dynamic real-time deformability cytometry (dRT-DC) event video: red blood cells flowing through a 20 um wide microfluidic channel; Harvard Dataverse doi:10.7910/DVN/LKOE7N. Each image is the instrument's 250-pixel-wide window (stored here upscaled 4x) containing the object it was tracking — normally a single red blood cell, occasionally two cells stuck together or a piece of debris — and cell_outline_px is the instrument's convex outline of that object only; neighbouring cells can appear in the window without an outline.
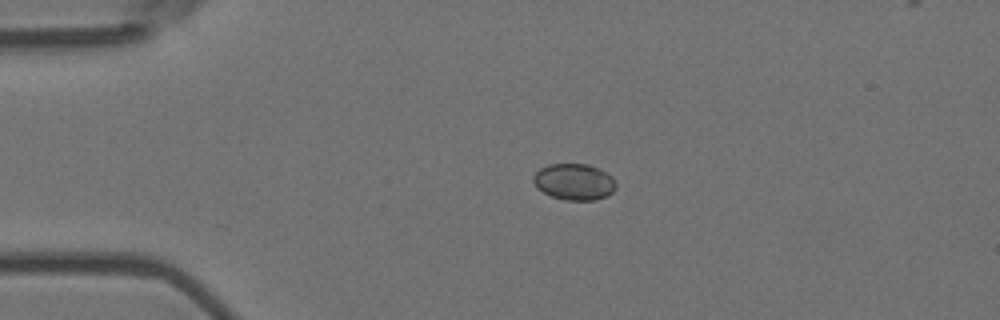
{"species": "Egyptian fruit bat (a non-hibernating species)", "species_latin": "Rousettus aegyptiacus", "temperature_condition": "room temperature", "stored_images_in_passage": 4, "camera_frame_rate_fps": 3000, "um_per_image_px": 0.085, "animal": {"sex": "female"}, "frame": {"image": 1, "passage_image": 3, "time_ms": 0.667, "image_size_px": [1000, 320], "cell_outline_px": [[616, 188], [612, 192], [596, 200], [564, 200], [552, 196], [536, 188], [532, 180], [532, 176], [540, 168], [548, 164], [588, 164], [600, 168], [612, 176], [616, 184]], "centroid_in_image_um": [48.79, 15.44], "position_along_channel_um": 36.2, "area_um2": 17.63}}